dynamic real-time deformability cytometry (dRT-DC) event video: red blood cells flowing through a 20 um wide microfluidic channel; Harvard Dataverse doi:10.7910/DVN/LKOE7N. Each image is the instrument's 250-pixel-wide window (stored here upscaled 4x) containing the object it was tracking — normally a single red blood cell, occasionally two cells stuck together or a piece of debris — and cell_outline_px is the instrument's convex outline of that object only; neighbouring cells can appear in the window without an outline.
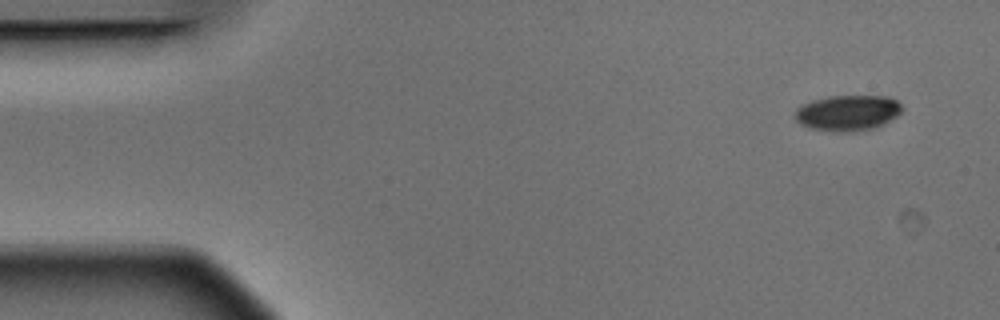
{"species": "Egyptian fruit bat (a non-hibernating species)", "species_latin": "Rousettus aegyptiacus", "temperature_condition": "warm", "stored_images_in_passage": 5, "camera_frame_rate_fps": 3000, "um_per_image_px": 0.085, "animal": {"sex": "male"}, "frame": {"image": 1, "passage_image": 1, "time_ms": 0.0, "image_size_px": [1000, 320], "cell_outline_px": [[904, 108], [896, 116], [872, 128], [852, 132], [836, 132], [812, 128], [800, 124], [796, 120], [792, 112], [796, 108], [812, 100], [828, 96], [888, 96], [896, 100]], "centroid_in_image_um": [72.01, 9.58], "position_along_channel_um": 13.0, "area_um2": 22.2}}
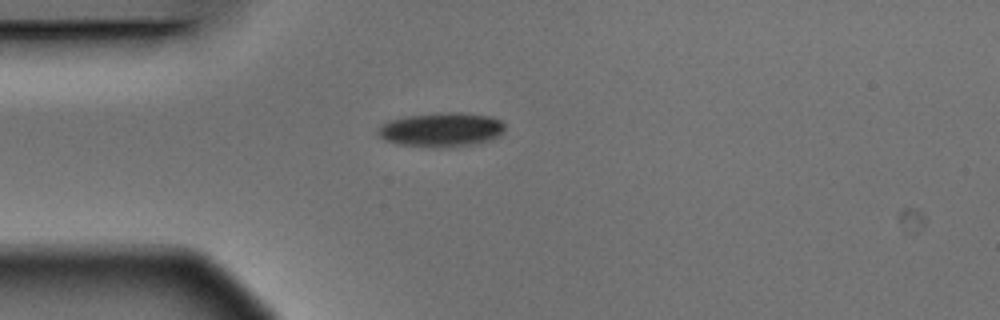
{"frame": {"image": 2, "passage_image": 4, "time_ms": 1.0, "image_size_px": [1000, 320], "cell_outline_px": [[504, 132], [500, 136], [476, 144], [432, 148], [400, 144], [384, 140], [376, 132], [380, 124], [388, 120], [408, 116], [448, 112], [460, 112], [488, 116], [500, 120], [504, 124]], "centroid_in_image_um": [37.5, 11.03], "position_along_channel_um": 47.5, "area_um2": 25.32}}